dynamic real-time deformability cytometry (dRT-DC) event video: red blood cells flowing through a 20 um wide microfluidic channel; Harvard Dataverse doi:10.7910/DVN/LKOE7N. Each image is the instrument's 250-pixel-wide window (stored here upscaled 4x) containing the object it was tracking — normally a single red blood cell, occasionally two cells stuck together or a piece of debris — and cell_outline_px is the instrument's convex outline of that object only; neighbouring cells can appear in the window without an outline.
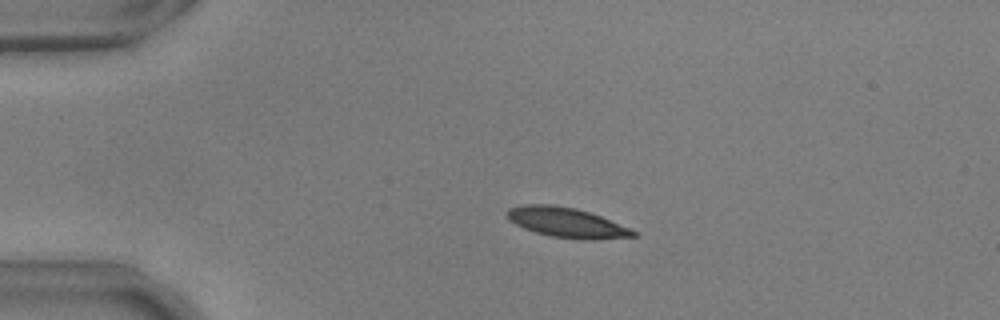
{"species": "common noctule bat (a hibernating species)", "species_latin": "Nyctalus noctula", "temperature_condition": "warm", "stored_images_in_passage": 55, "camera_frame_rate_fps": 3000, "um_per_image_px": 0.085, "animal": {"sex": "male", "body_mass_g": 17.9, "forearm_length_mm": 54.2}, "frame": {"image": 1, "passage_image": 12, "time_ms": 3.667, "image_size_px": [1000, 320], "cell_outline_px": [[640, 236], [596, 240], [584, 240], [552, 236], [536, 232], [524, 228], [508, 220], [508, 208], [524, 204], [552, 204], [576, 208], [600, 216], [640, 232]], "centroid_in_image_um": [48.23, 18.92], "position_along_channel_um": 36.8, "area_um2": 22.08}}
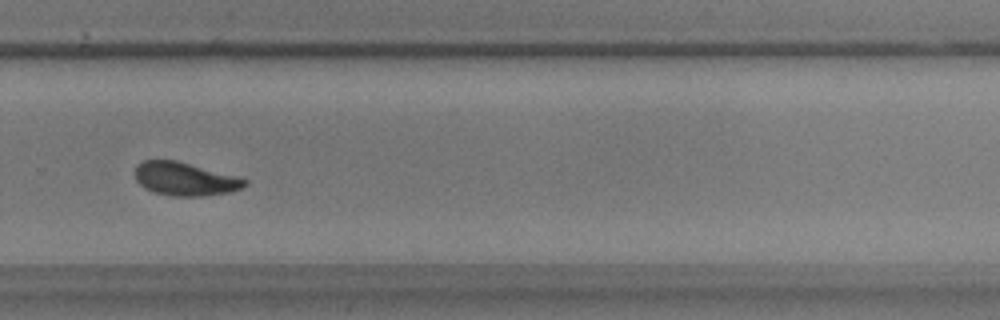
{"frame": {"image": 2, "passage_image": 38, "time_ms": 12.333, "image_size_px": [1000, 320], "cell_outline_px": [[248, 184], [232, 192], [204, 196], [176, 196], [156, 192], [144, 188], [136, 180], [136, 164], [144, 160], [176, 160], [248, 180]], "centroid_in_image_um": [15.71, 15.21], "position_along_channel_um": 314.1, "area_um2": 20.98}}
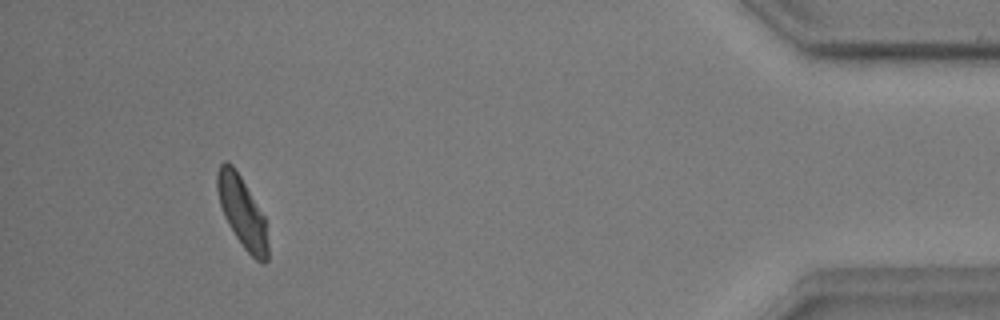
{"frame": {"image": 3, "passage_image": 51, "time_ms": 16.667, "image_size_px": [1000, 320], "cell_outline_px": [[268, 260], [264, 264], [256, 260], [244, 248], [228, 224], [224, 216], [220, 204], [216, 188], [216, 172], [220, 164], [224, 160], [228, 160], [232, 164], [240, 176], [264, 216], [268, 244]], "centroid_in_image_um": [20.56, 18.01], "position_along_channel_um": 414.6, "area_um2": 20.81}, "authors_computed_cell_mechanics": {"area_um2": 21.2126, "velocity_mm_per_s": 3.6865, "shape_relaxation_time_tau1_ms": 4.4767, "shape_relaxation_time_tau2_ms": 2.814, "deformation_change_tau1": 0.1265, "deformation_change_tau2": 0.0774}}